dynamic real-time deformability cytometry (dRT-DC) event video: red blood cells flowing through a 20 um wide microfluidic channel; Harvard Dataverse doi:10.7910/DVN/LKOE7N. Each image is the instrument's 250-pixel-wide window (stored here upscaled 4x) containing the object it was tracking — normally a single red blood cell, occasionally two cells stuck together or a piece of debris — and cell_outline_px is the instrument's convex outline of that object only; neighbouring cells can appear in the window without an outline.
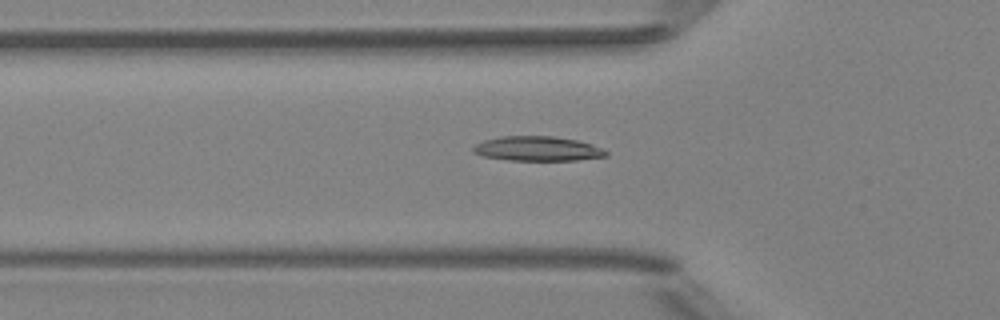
{"species": "Egyptian fruit bat (a non-hibernating species)", "species_latin": "Rousettus aegyptiacus", "temperature_condition": "room temperature", "stored_images_in_passage": 36, "camera_frame_rate_fps": 3000, "um_per_image_px": 0.085, "animal": {"sex": "female"}, "frame": {"image": 1, "passage_image": 9, "time_ms": 2.667, "image_size_px": [1000, 320], "cell_outline_px": [[608, 156], [576, 160], [508, 160], [484, 156], [472, 152], [472, 148], [476, 144], [484, 140], [500, 136], [552, 136], [576, 140], [592, 144], [604, 148], [608, 152]], "centroid_in_image_um": [45.71, 12.63], "position_along_channel_um": 80.1, "area_um2": 19.07}}
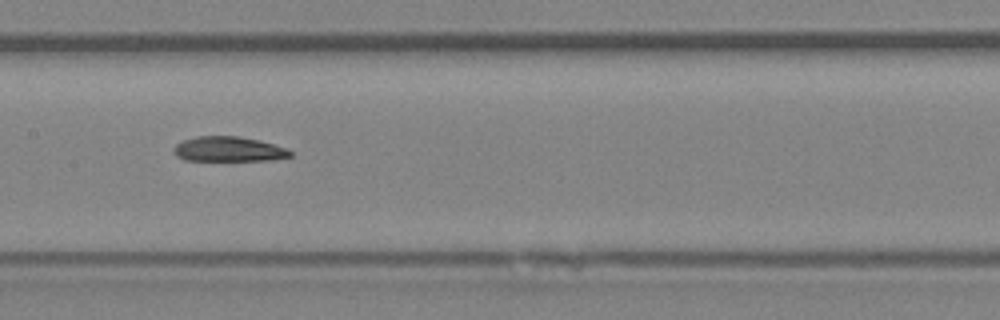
{"frame": {"image": 2, "passage_image": 17, "time_ms": 5.333, "image_size_px": [1000, 320], "cell_outline_px": [[292, 156], [272, 160], [184, 160], [176, 156], [172, 152], [172, 148], [176, 144], [184, 140], [196, 136], [240, 136], [260, 140], [284, 148], [292, 152]], "centroid_in_image_um": [19.39, 12.67], "position_along_channel_um": 188.0, "area_um2": 16.94}}
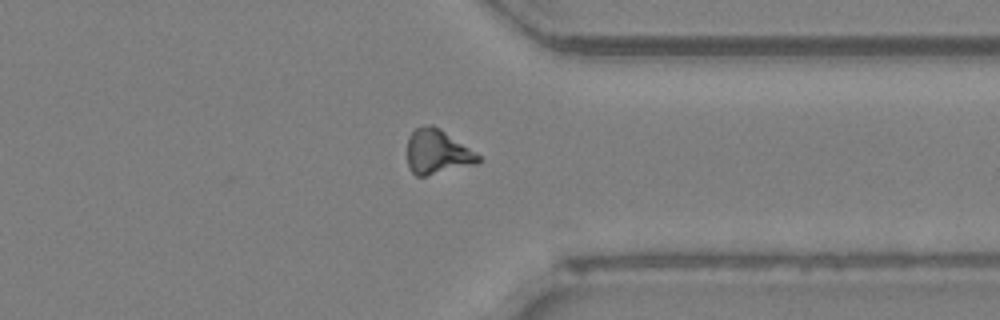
{"frame": {"image": 3, "passage_image": 31, "time_ms": 10.0, "image_size_px": [1000, 320], "cell_outline_px": [[480, 164], [424, 176], [416, 176], [408, 168], [408, 136], [416, 128], [428, 124], [432, 124], [440, 128], [476, 152], [480, 156]], "centroid_in_image_um": [37.19, 12.92], "position_along_channel_um": 374.2, "area_um2": 18.61}, "authors_computed_cell_mechanics": {"area_um2": 18.0047, "velocity_mm_per_s": 4.0558, "shape_relaxation_time_tau1_ms": 7.6374, "shape_relaxation_time_tau2_ms": 9.2007, "deformation_change_tau1": 0.1718, "deformation_change_tau2": 0.1986}}